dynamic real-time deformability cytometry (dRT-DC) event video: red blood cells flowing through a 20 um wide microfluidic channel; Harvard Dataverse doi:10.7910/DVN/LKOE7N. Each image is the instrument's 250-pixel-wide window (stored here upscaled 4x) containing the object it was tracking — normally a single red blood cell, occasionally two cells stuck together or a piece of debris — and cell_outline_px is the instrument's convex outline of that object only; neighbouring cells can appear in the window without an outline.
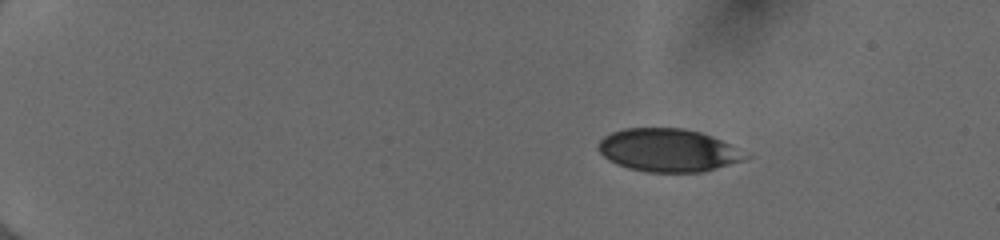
{"species": "human", "species_latin": "Homo sapiens", "temperature_condition": "cold", "stored_images_in_passage": 45, "camera_frame_rate_fps": 3000, "um_per_image_px": 0.085, "donor": {"sex": "female"}, "frame": {"image": 1, "passage_image": 1, "time_ms": 0.0, "image_size_px": [1000, 240], "cell_outline_px": [[752, 156], [744, 160], [704, 172], [644, 172], [628, 168], [616, 164], [608, 160], [596, 148], [600, 140], [604, 136], [612, 132], [624, 128], [684, 128], [700, 132], [712, 136], [752, 152]], "centroid_in_image_um": [56.86, 12.77], "position_along_channel_um": 28.1, "area_um2": 37.51}}
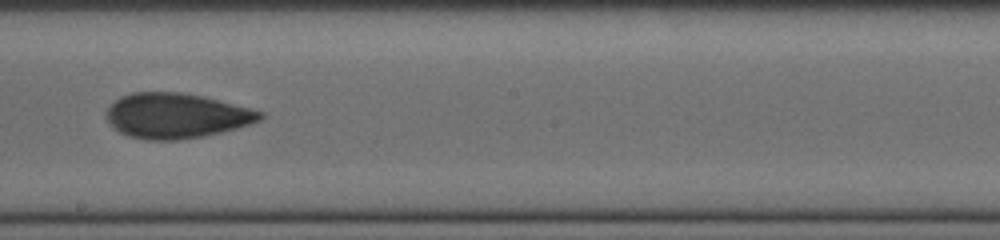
{"frame": {"image": 2, "passage_image": 25, "time_ms": 8.0, "image_size_px": [1000, 240], "cell_outline_px": [[264, 116], [260, 120], [236, 128], [204, 136], [176, 140], [148, 140], [128, 136], [120, 132], [108, 124], [104, 116], [108, 108], [120, 96], [132, 92], [180, 92], [204, 96], [264, 112]], "centroid_in_image_um": [14.94, 9.83], "position_along_channel_um": 233.3, "area_um2": 40.4}}
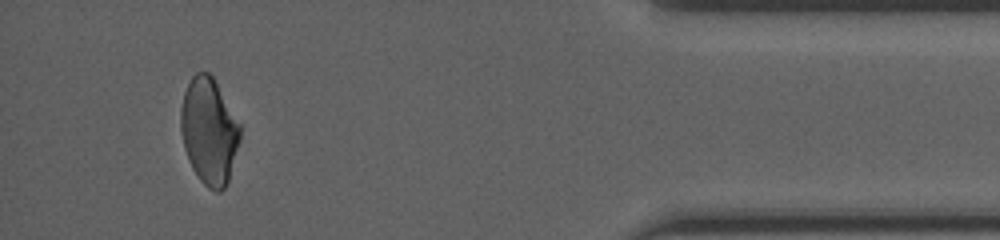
{"frame": {"image": 3, "passage_image": 42, "time_ms": 13.667, "image_size_px": [1000, 240], "cell_outline_px": [[240, 136], [228, 180], [224, 188], [220, 192], [216, 192], [208, 188], [200, 180], [192, 168], [188, 160], [184, 148], [180, 132], [180, 108], [184, 92], [192, 76], [196, 72], [208, 72], [212, 76], [240, 124]], "centroid_in_image_um": [17.73, 11.14], "position_along_channel_um": 417.5, "area_um2": 36.47}, "authors_computed_cell_mechanics": {"area_um2": 39.015, "velocity_mm_per_s": 4.0109, "shape_relaxation_time_tau1_ms": null, "shape_relaxation_time_tau2_ms": 2.9357, "deformation_change_tau1": null, "deformation_change_tau2": 0.0755}}